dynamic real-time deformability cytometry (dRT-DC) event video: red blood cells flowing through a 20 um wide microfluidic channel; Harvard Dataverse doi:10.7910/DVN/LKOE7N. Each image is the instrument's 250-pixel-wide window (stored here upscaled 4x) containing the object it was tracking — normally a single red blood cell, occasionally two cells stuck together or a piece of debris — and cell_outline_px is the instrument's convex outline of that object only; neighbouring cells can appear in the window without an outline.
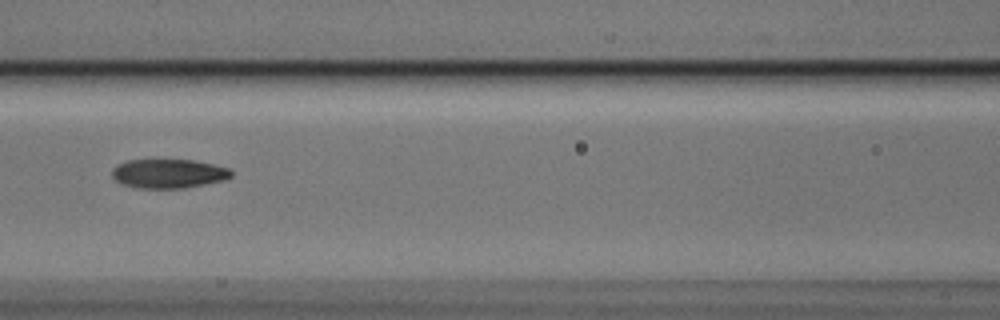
{"species": "Egyptian fruit bat (a non-hibernating species)", "species_latin": "Rousettus aegyptiacus", "temperature_condition": "cold", "stored_images_in_passage": 9, "camera_frame_rate_fps": 3000, "um_per_image_px": 0.085, "animal": {"sex": "male"}, "frame": {"image": 1, "passage_image": 7, "time_ms": 2.0, "image_size_px": [1000, 320], "cell_outline_px": [[232, 176], [228, 180], [184, 188], [140, 188], [120, 184], [112, 176], [112, 168], [116, 164], [128, 160], [192, 160], [212, 164], [228, 168], [232, 172]], "centroid_in_image_um": [14.32, 14.76], "position_along_channel_um": 152.3, "area_um2": 20.35}}
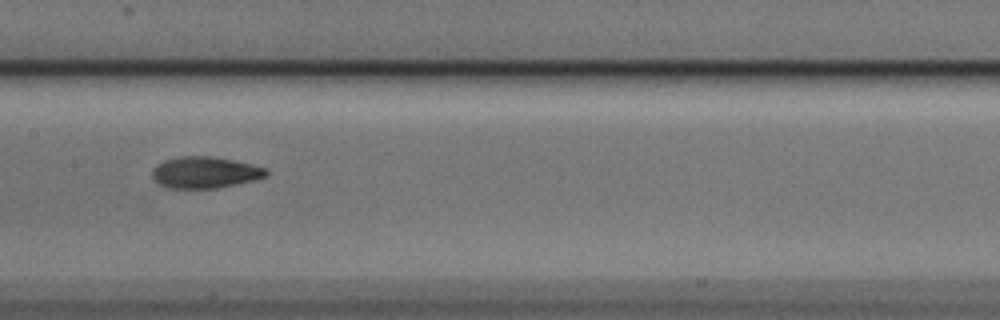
{"frame": {"image": 2, "passage_image": 8, "time_ms": 2.333, "image_size_px": [1000, 320], "cell_outline_px": [[268, 176], [256, 180], [216, 188], [164, 188], [152, 176], [152, 168], [164, 160], [180, 156], [208, 156], [232, 160], [252, 164], [264, 168], [268, 172]], "centroid_in_image_um": [17.41, 14.66], "position_along_channel_um": 190.0, "area_um2": 20.87}}
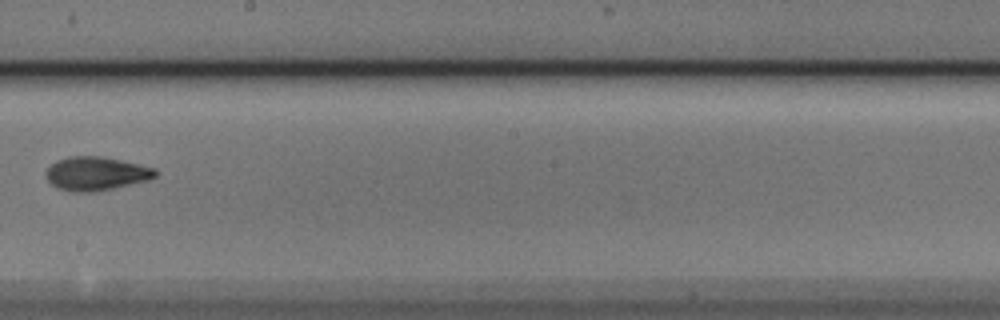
{"frame": {"image": 3, "passage_image": 9, "time_ms": 2.667, "image_size_px": [1000, 320], "cell_outline_px": [[156, 176], [148, 180], [96, 192], [72, 192], [56, 188], [48, 180], [44, 172], [56, 160], [68, 156], [100, 156], [156, 168]], "centroid_in_image_um": [8.13, 14.76], "position_along_channel_um": 240.1, "area_um2": 21.44}}